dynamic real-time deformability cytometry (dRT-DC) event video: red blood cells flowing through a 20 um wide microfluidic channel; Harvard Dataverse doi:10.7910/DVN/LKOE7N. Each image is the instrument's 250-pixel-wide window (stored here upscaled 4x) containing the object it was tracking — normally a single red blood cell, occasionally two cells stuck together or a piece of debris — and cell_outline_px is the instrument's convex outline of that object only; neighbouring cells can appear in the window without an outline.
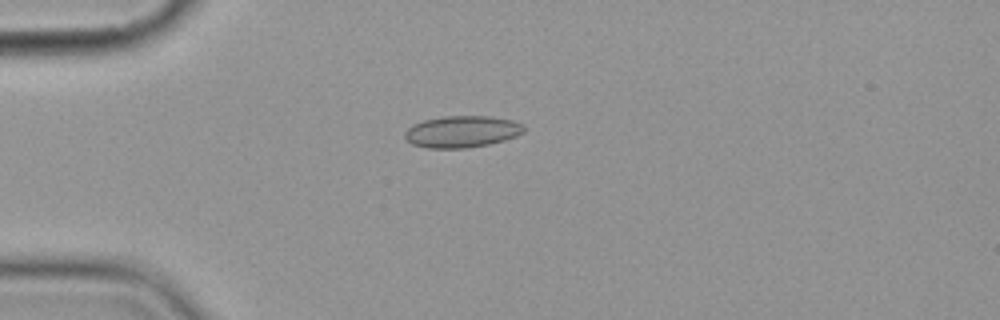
{"species": "common noctule bat (a hibernating species)", "species_latin": "Nyctalus noctula", "temperature_condition": "cold", "stored_images_in_passage": 2, "camera_frame_rate_fps": 3000, "um_per_image_px": 0.085, "animal": {"sex": "female", "body_mass_g": 19.9}, "frame": {"image": 1, "passage_image": 1, "time_ms": 0.0, "image_size_px": [1000, 320], "cell_outline_px": [[524, 132], [516, 136], [504, 140], [488, 144], [468, 148], [428, 148], [412, 144], [404, 136], [404, 132], [412, 124], [424, 120], [444, 116], [492, 116], [512, 120], [524, 124]], "centroid_in_image_um": [39.27, 11.18], "position_along_channel_um": 45.7, "area_um2": 22.08}}